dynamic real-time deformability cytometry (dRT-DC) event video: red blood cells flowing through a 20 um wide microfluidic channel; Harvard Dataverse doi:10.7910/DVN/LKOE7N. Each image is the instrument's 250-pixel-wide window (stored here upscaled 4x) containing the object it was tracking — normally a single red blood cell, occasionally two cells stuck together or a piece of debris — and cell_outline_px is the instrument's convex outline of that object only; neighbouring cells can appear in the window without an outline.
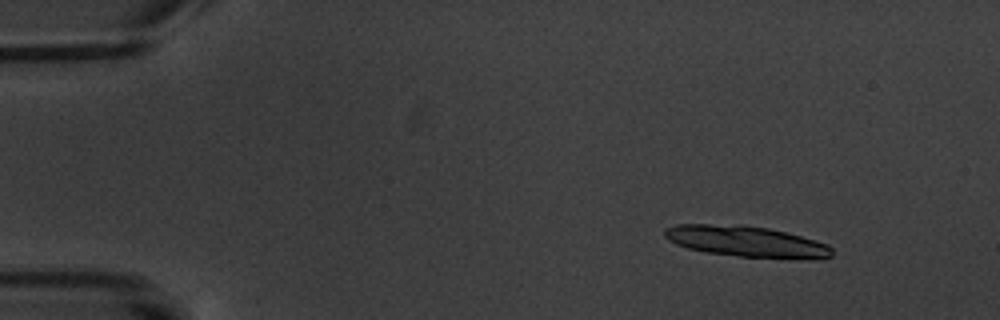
{"species": "common noctule bat (a hibernating species)", "species_latin": "Nyctalus noctula", "temperature_condition": "warm", "stored_images_in_passage": 5, "camera_frame_rate_fps": 3000, "um_per_image_px": 0.085, "animal": {"sex": "male", "body_mass_g": 20.1, "forearm_length_mm": 53.5}, "frame": {"image": 1, "passage_image": 2, "time_ms": 1.333, "image_size_px": [1000, 320], "cell_outline_px": [[832, 256], [740, 256], [708, 252], [688, 248], [676, 244], [668, 240], [664, 236], [664, 228], [676, 224], [740, 224], [768, 228], [800, 236], [828, 244], [832, 248]], "centroid_in_image_um": [63.25, 20.46], "position_along_channel_um": 21.7, "area_um2": 29.02}}
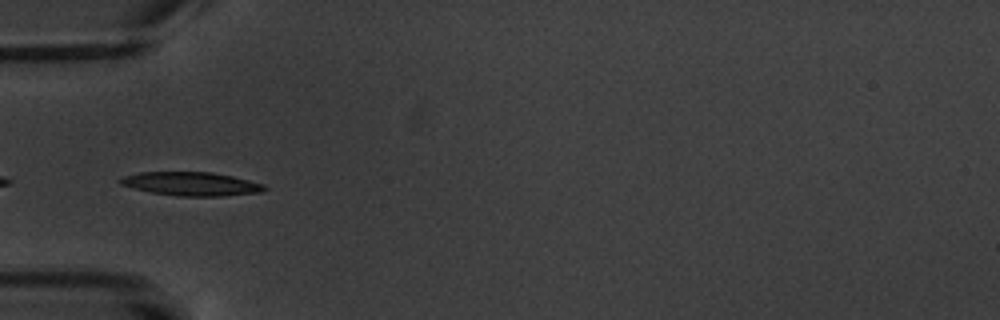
{"frame": {"image": 2, "passage_image": 5, "time_ms": 5.667, "image_size_px": [1000, 320], "cell_outline_px": [[268, 188], [264, 192], [224, 196], [176, 196], [152, 192], [120, 184], [116, 180], [124, 176], [140, 172], [212, 172], [232, 176], [264, 184]], "centroid_in_image_um": [16.3, 15.63], "position_along_channel_um": 68.7, "area_um2": 19.88}}